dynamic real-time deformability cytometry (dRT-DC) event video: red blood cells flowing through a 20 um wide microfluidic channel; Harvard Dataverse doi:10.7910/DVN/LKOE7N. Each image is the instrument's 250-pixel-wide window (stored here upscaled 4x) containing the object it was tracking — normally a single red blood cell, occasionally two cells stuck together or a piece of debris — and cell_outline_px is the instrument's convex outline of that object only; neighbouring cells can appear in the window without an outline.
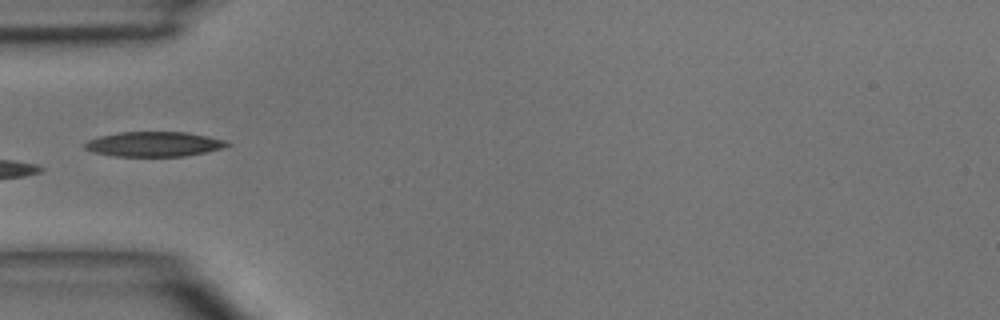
{"species": "common noctule bat (a hibernating species)", "species_latin": "Nyctalus noctula", "temperature_condition": "room temperature", "stored_images_in_passage": 5, "camera_frame_rate_fps": 3000, "um_per_image_px": 0.085, "animal": {"sex": "male", "body_mass_g": 15.6}, "frame": {"image": 1, "passage_image": 5, "time_ms": 4.667, "image_size_px": [1000, 320], "cell_outline_px": [[232, 144], [224, 148], [184, 156], [112, 156], [92, 152], [84, 148], [84, 144], [88, 140], [100, 136], [120, 132], [184, 132], [228, 140]], "centroid_in_image_um": [13.09, 12.25], "position_along_channel_um": 71.9, "area_um2": 20.63}}